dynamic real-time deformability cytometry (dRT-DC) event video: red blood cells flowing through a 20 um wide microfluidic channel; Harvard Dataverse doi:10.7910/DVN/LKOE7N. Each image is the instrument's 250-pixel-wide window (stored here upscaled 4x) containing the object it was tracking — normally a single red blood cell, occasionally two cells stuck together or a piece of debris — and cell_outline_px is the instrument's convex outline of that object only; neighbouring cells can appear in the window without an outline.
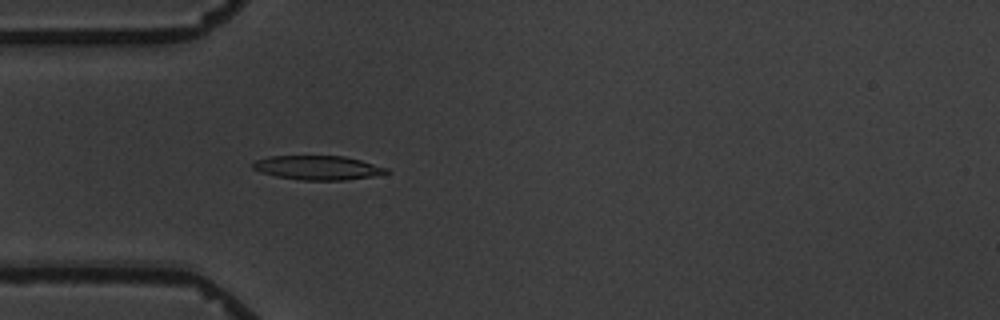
{"species": "common noctule bat (a hibernating species)", "species_latin": "Nyctalus noctula", "temperature_condition": "warm", "stored_images_in_passage": 3, "camera_frame_rate_fps": 3000, "um_per_image_px": 0.085, "animal": {"sex": "male", "body_mass_g": 19.5, "forearm_length_mm": 54.6}, "frame": {"image": 1, "passage_image": 3, "time_ms": 4.667, "image_size_px": [1000, 320], "cell_outline_px": [[392, 172], [372, 176], [344, 180], [304, 180], [276, 176], [260, 172], [252, 168], [252, 164], [256, 160], [268, 156], [344, 156], [360, 160], [388, 168]], "centroid_in_image_um": [27.01, 14.25], "position_along_channel_um": 58.0, "area_um2": 18.73}}